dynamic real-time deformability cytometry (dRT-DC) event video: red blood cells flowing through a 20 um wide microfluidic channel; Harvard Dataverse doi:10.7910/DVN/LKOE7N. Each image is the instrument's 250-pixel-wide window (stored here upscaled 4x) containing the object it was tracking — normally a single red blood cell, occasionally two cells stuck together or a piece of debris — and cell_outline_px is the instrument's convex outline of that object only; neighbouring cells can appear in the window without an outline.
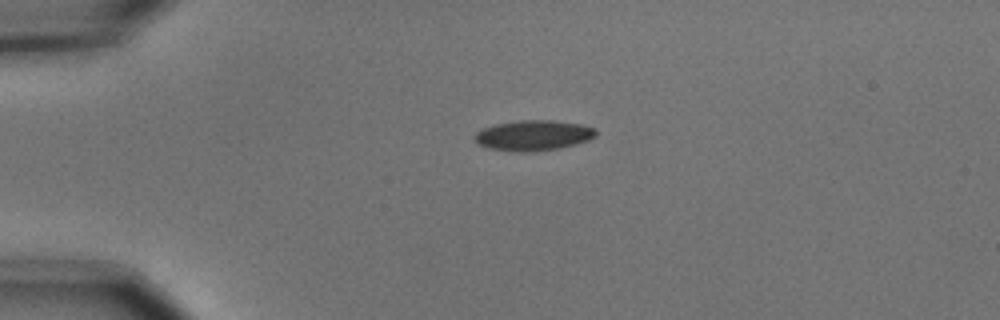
{"species": "common noctule bat (a hibernating species)", "species_latin": "Nyctalus noctula", "temperature_condition": "cold", "stored_images_in_passage": 2, "camera_frame_rate_fps": 3000, "um_per_image_px": 0.085, "animal": {"sex": "male", "body_mass_g": 15.6}, "frame": {"image": 1, "passage_image": 1, "time_ms": 0.0, "image_size_px": [1000, 320], "cell_outline_px": [[596, 136], [588, 140], [576, 144], [560, 148], [532, 152], [516, 152], [488, 148], [476, 144], [472, 136], [476, 132], [484, 128], [496, 124], [520, 120], [552, 120], [580, 124], [596, 128]], "centroid_in_image_um": [45.31, 11.52], "position_along_channel_um": 39.7, "area_um2": 21.68}}